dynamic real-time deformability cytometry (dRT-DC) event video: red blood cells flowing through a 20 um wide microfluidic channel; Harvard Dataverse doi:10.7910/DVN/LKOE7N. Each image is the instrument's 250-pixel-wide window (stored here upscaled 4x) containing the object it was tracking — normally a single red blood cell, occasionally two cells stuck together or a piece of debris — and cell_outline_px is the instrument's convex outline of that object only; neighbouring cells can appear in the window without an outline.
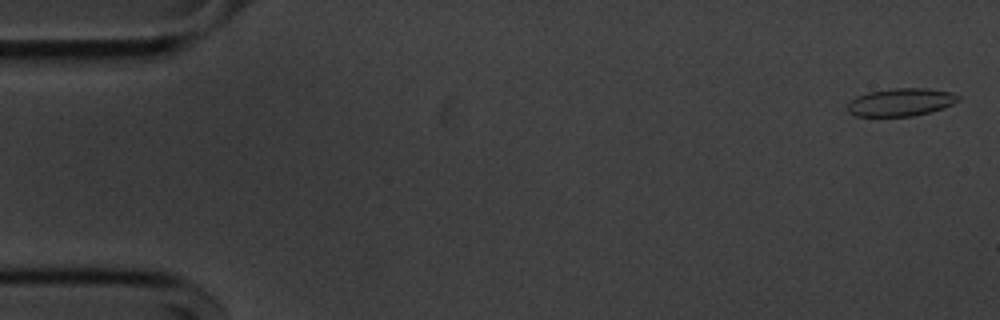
{"species": "common noctule bat (a hibernating species)", "species_latin": "Nyctalus noctula", "temperature_condition": "cold", "stored_images_in_passage": 9, "camera_frame_rate_fps": 3000, "um_per_image_px": 0.085, "animal": {"sex": "male", "body_mass_g": 20.1, "forearm_length_mm": 53.5}, "frame": {"image": 1, "passage_image": 2, "time_ms": 0.333, "image_size_px": [1000, 320], "cell_outline_px": [[960, 100], [952, 104], [928, 112], [912, 116], [856, 116], [848, 112], [844, 108], [856, 96], [868, 92], [892, 88], [928, 88], [952, 92], [960, 96]], "centroid_in_image_um": [76.54, 8.67], "position_along_channel_um": 8.5, "area_um2": 17.98}}